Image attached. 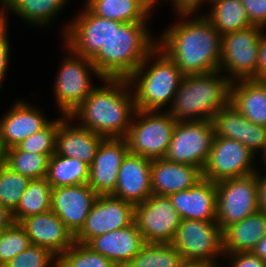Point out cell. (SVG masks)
<instances>
[{
    "instance_id": "cell-49",
    "label": "cell",
    "mask_w": 266,
    "mask_h": 267,
    "mask_svg": "<svg viewBox=\"0 0 266 267\" xmlns=\"http://www.w3.org/2000/svg\"><path fill=\"white\" fill-rule=\"evenodd\" d=\"M220 261L224 262L223 259L219 261H211V262H191V267H223V264L221 265Z\"/></svg>"
},
{
    "instance_id": "cell-43",
    "label": "cell",
    "mask_w": 266,
    "mask_h": 267,
    "mask_svg": "<svg viewBox=\"0 0 266 267\" xmlns=\"http://www.w3.org/2000/svg\"><path fill=\"white\" fill-rule=\"evenodd\" d=\"M8 31V32H7ZM9 29L7 26L0 25V91L3 87V83L5 80V76L9 70L10 63V39H9Z\"/></svg>"
},
{
    "instance_id": "cell-19",
    "label": "cell",
    "mask_w": 266,
    "mask_h": 267,
    "mask_svg": "<svg viewBox=\"0 0 266 267\" xmlns=\"http://www.w3.org/2000/svg\"><path fill=\"white\" fill-rule=\"evenodd\" d=\"M151 163V159L128 152L118 171L116 188L111 195L133 205L144 202L152 195Z\"/></svg>"
},
{
    "instance_id": "cell-13",
    "label": "cell",
    "mask_w": 266,
    "mask_h": 267,
    "mask_svg": "<svg viewBox=\"0 0 266 267\" xmlns=\"http://www.w3.org/2000/svg\"><path fill=\"white\" fill-rule=\"evenodd\" d=\"M80 10L59 33L75 54L92 60L110 37V20L95 15L85 4Z\"/></svg>"
},
{
    "instance_id": "cell-39",
    "label": "cell",
    "mask_w": 266,
    "mask_h": 267,
    "mask_svg": "<svg viewBox=\"0 0 266 267\" xmlns=\"http://www.w3.org/2000/svg\"><path fill=\"white\" fill-rule=\"evenodd\" d=\"M58 256L51 250L37 245H30L16 255L3 267H57Z\"/></svg>"
},
{
    "instance_id": "cell-4",
    "label": "cell",
    "mask_w": 266,
    "mask_h": 267,
    "mask_svg": "<svg viewBox=\"0 0 266 267\" xmlns=\"http://www.w3.org/2000/svg\"><path fill=\"white\" fill-rule=\"evenodd\" d=\"M230 84L221 71L184 75L167 112L176 121H212L229 103Z\"/></svg>"
},
{
    "instance_id": "cell-22",
    "label": "cell",
    "mask_w": 266,
    "mask_h": 267,
    "mask_svg": "<svg viewBox=\"0 0 266 267\" xmlns=\"http://www.w3.org/2000/svg\"><path fill=\"white\" fill-rule=\"evenodd\" d=\"M168 197L181 219L216 221V183L203 178L194 187Z\"/></svg>"
},
{
    "instance_id": "cell-26",
    "label": "cell",
    "mask_w": 266,
    "mask_h": 267,
    "mask_svg": "<svg viewBox=\"0 0 266 267\" xmlns=\"http://www.w3.org/2000/svg\"><path fill=\"white\" fill-rule=\"evenodd\" d=\"M229 103L246 120L266 127V80L241 79L231 82Z\"/></svg>"
},
{
    "instance_id": "cell-46",
    "label": "cell",
    "mask_w": 266,
    "mask_h": 267,
    "mask_svg": "<svg viewBox=\"0 0 266 267\" xmlns=\"http://www.w3.org/2000/svg\"><path fill=\"white\" fill-rule=\"evenodd\" d=\"M256 168L259 211L266 213V175Z\"/></svg>"
},
{
    "instance_id": "cell-47",
    "label": "cell",
    "mask_w": 266,
    "mask_h": 267,
    "mask_svg": "<svg viewBox=\"0 0 266 267\" xmlns=\"http://www.w3.org/2000/svg\"><path fill=\"white\" fill-rule=\"evenodd\" d=\"M14 223L12 212L0 204V232L9 228Z\"/></svg>"
},
{
    "instance_id": "cell-30",
    "label": "cell",
    "mask_w": 266,
    "mask_h": 267,
    "mask_svg": "<svg viewBox=\"0 0 266 267\" xmlns=\"http://www.w3.org/2000/svg\"><path fill=\"white\" fill-rule=\"evenodd\" d=\"M89 167L76 158L54 153L49 158L46 179L52 188L88 184Z\"/></svg>"
},
{
    "instance_id": "cell-31",
    "label": "cell",
    "mask_w": 266,
    "mask_h": 267,
    "mask_svg": "<svg viewBox=\"0 0 266 267\" xmlns=\"http://www.w3.org/2000/svg\"><path fill=\"white\" fill-rule=\"evenodd\" d=\"M52 186L46 177L31 179L27 189L22 194L18 206L12 212L15 223L25 217L42 214L51 210Z\"/></svg>"
},
{
    "instance_id": "cell-9",
    "label": "cell",
    "mask_w": 266,
    "mask_h": 267,
    "mask_svg": "<svg viewBox=\"0 0 266 267\" xmlns=\"http://www.w3.org/2000/svg\"><path fill=\"white\" fill-rule=\"evenodd\" d=\"M172 245L185 262H211L224 258L222 230L216 221L182 219Z\"/></svg>"
},
{
    "instance_id": "cell-33",
    "label": "cell",
    "mask_w": 266,
    "mask_h": 267,
    "mask_svg": "<svg viewBox=\"0 0 266 267\" xmlns=\"http://www.w3.org/2000/svg\"><path fill=\"white\" fill-rule=\"evenodd\" d=\"M49 156L34 152H25L17 147L4 151V163L13 171L30 179L46 177Z\"/></svg>"
},
{
    "instance_id": "cell-29",
    "label": "cell",
    "mask_w": 266,
    "mask_h": 267,
    "mask_svg": "<svg viewBox=\"0 0 266 267\" xmlns=\"http://www.w3.org/2000/svg\"><path fill=\"white\" fill-rule=\"evenodd\" d=\"M206 11H201L221 34L252 26L241 0H214Z\"/></svg>"
},
{
    "instance_id": "cell-37",
    "label": "cell",
    "mask_w": 266,
    "mask_h": 267,
    "mask_svg": "<svg viewBox=\"0 0 266 267\" xmlns=\"http://www.w3.org/2000/svg\"><path fill=\"white\" fill-rule=\"evenodd\" d=\"M60 125V116L50 121L38 132L30 135L16 147L25 152L51 157L55 153V136Z\"/></svg>"
},
{
    "instance_id": "cell-12",
    "label": "cell",
    "mask_w": 266,
    "mask_h": 267,
    "mask_svg": "<svg viewBox=\"0 0 266 267\" xmlns=\"http://www.w3.org/2000/svg\"><path fill=\"white\" fill-rule=\"evenodd\" d=\"M256 157L241 142L215 136L203 178L217 183L256 173Z\"/></svg>"
},
{
    "instance_id": "cell-51",
    "label": "cell",
    "mask_w": 266,
    "mask_h": 267,
    "mask_svg": "<svg viewBox=\"0 0 266 267\" xmlns=\"http://www.w3.org/2000/svg\"><path fill=\"white\" fill-rule=\"evenodd\" d=\"M153 9L157 8L159 5L157 4H160V0H145Z\"/></svg>"
},
{
    "instance_id": "cell-38",
    "label": "cell",
    "mask_w": 266,
    "mask_h": 267,
    "mask_svg": "<svg viewBox=\"0 0 266 267\" xmlns=\"http://www.w3.org/2000/svg\"><path fill=\"white\" fill-rule=\"evenodd\" d=\"M30 245V239L19 223L14 222L9 228L0 232V267Z\"/></svg>"
},
{
    "instance_id": "cell-45",
    "label": "cell",
    "mask_w": 266,
    "mask_h": 267,
    "mask_svg": "<svg viewBox=\"0 0 266 267\" xmlns=\"http://www.w3.org/2000/svg\"><path fill=\"white\" fill-rule=\"evenodd\" d=\"M167 1V4L171 2L173 11L176 10H193V11H202L205 10L202 8V0H160L162 3ZM202 9V10H200Z\"/></svg>"
},
{
    "instance_id": "cell-25",
    "label": "cell",
    "mask_w": 266,
    "mask_h": 267,
    "mask_svg": "<svg viewBox=\"0 0 266 267\" xmlns=\"http://www.w3.org/2000/svg\"><path fill=\"white\" fill-rule=\"evenodd\" d=\"M71 0H3L0 5L2 25L9 27V14L28 26L49 29Z\"/></svg>"
},
{
    "instance_id": "cell-18",
    "label": "cell",
    "mask_w": 266,
    "mask_h": 267,
    "mask_svg": "<svg viewBox=\"0 0 266 267\" xmlns=\"http://www.w3.org/2000/svg\"><path fill=\"white\" fill-rule=\"evenodd\" d=\"M129 152L125 138H105L89 167L88 185L98 195L112 194L116 188L118 171Z\"/></svg>"
},
{
    "instance_id": "cell-32",
    "label": "cell",
    "mask_w": 266,
    "mask_h": 267,
    "mask_svg": "<svg viewBox=\"0 0 266 267\" xmlns=\"http://www.w3.org/2000/svg\"><path fill=\"white\" fill-rule=\"evenodd\" d=\"M185 263L172 243H146L123 267H180Z\"/></svg>"
},
{
    "instance_id": "cell-54",
    "label": "cell",
    "mask_w": 266,
    "mask_h": 267,
    "mask_svg": "<svg viewBox=\"0 0 266 267\" xmlns=\"http://www.w3.org/2000/svg\"><path fill=\"white\" fill-rule=\"evenodd\" d=\"M180 267H191V262H185Z\"/></svg>"
},
{
    "instance_id": "cell-5",
    "label": "cell",
    "mask_w": 266,
    "mask_h": 267,
    "mask_svg": "<svg viewBox=\"0 0 266 267\" xmlns=\"http://www.w3.org/2000/svg\"><path fill=\"white\" fill-rule=\"evenodd\" d=\"M183 76L174 61L156 46L128 78L136 109L167 111Z\"/></svg>"
},
{
    "instance_id": "cell-48",
    "label": "cell",
    "mask_w": 266,
    "mask_h": 267,
    "mask_svg": "<svg viewBox=\"0 0 266 267\" xmlns=\"http://www.w3.org/2000/svg\"><path fill=\"white\" fill-rule=\"evenodd\" d=\"M252 252L266 261V235L259 240Z\"/></svg>"
},
{
    "instance_id": "cell-3",
    "label": "cell",
    "mask_w": 266,
    "mask_h": 267,
    "mask_svg": "<svg viewBox=\"0 0 266 267\" xmlns=\"http://www.w3.org/2000/svg\"><path fill=\"white\" fill-rule=\"evenodd\" d=\"M149 23L110 20V37L92 59L102 78L128 79L136 71L157 46V36Z\"/></svg>"
},
{
    "instance_id": "cell-23",
    "label": "cell",
    "mask_w": 266,
    "mask_h": 267,
    "mask_svg": "<svg viewBox=\"0 0 266 267\" xmlns=\"http://www.w3.org/2000/svg\"><path fill=\"white\" fill-rule=\"evenodd\" d=\"M146 244L136 223L92 238L86 245L123 267Z\"/></svg>"
},
{
    "instance_id": "cell-35",
    "label": "cell",
    "mask_w": 266,
    "mask_h": 267,
    "mask_svg": "<svg viewBox=\"0 0 266 267\" xmlns=\"http://www.w3.org/2000/svg\"><path fill=\"white\" fill-rule=\"evenodd\" d=\"M57 267H117L110 259L93 251L86 244L75 242L58 256Z\"/></svg>"
},
{
    "instance_id": "cell-2",
    "label": "cell",
    "mask_w": 266,
    "mask_h": 267,
    "mask_svg": "<svg viewBox=\"0 0 266 267\" xmlns=\"http://www.w3.org/2000/svg\"><path fill=\"white\" fill-rule=\"evenodd\" d=\"M70 115L74 121L104 138H125L136 112L128 79L103 78Z\"/></svg>"
},
{
    "instance_id": "cell-53",
    "label": "cell",
    "mask_w": 266,
    "mask_h": 267,
    "mask_svg": "<svg viewBox=\"0 0 266 267\" xmlns=\"http://www.w3.org/2000/svg\"><path fill=\"white\" fill-rule=\"evenodd\" d=\"M214 0H202V7L205 6V4H210Z\"/></svg>"
},
{
    "instance_id": "cell-16",
    "label": "cell",
    "mask_w": 266,
    "mask_h": 267,
    "mask_svg": "<svg viewBox=\"0 0 266 267\" xmlns=\"http://www.w3.org/2000/svg\"><path fill=\"white\" fill-rule=\"evenodd\" d=\"M98 194L88 185L52 188L51 211L75 237L83 228Z\"/></svg>"
},
{
    "instance_id": "cell-36",
    "label": "cell",
    "mask_w": 266,
    "mask_h": 267,
    "mask_svg": "<svg viewBox=\"0 0 266 267\" xmlns=\"http://www.w3.org/2000/svg\"><path fill=\"white\" fill-rule=\"evenodd\" d=\"M212 122L216 137L242 141L246 119L230 103L214 115Z\"/></svg>"
},
{
    "instance_id": "cell-14",
    "label": "cell",
    "mask_w": 266,
    "mask_h": 267,
    "mask_svg": "<svg viewBox=\"0 0 266 267\" xmlns=\"http://www.w3.org/2000/svg\"><path fill=\"white\" fill-rule=\"evenodd\" d=\"M134 218L146 243H172L182 220L168 196L155 194L135 205Z\"/></svg>"
},
{
    "instance_id": "cell-11",
    "label": "cell",
    "mask_w": 266,
    "mask_h": 267,
    "mask_svg": "<svg viewBox=\"0 0 266 267\" xmlns=\"http://www.w3.org/2000/svg\"><path fill=\"white\" fill-rule=\"evenodd\" d=\"M215 137L211 120L177 121L165 155L168 161L204 169Z\"/></svg>"
},
{
    "instance_id": "cell-10",
    "label": "cell",
    "mask_w": 266,
    "mask_h": 267,
    "mask_svg": "<svg viewBox=\"0 0 266 267\" xmlns=\"http://www.w3.org/2000/svg\"><path fill=\"white\" fill-rule=\"evenodd\" d=\"M216 186V222L222 231L259 211L256 173L222 180Z\"/></svg>"
},
{
    "instance_id": "cell-8",
    "label": "cell",
    "mask_w": 266,
    "mask_h": 267,
    "mask_svg": "<svg viewBox=\"0 0 266 267\" xmlns=\"http://www.w3.org/2000/svg\"><path fill=\"white\" fill-rule=\"evenodd\" d=\"M263 28L250 26L222 35L221 71L231 82L241 79L257 80L259 41Z\"/></svg>"
},
{
    "instance_id": "cell-20",
    "label": "cell",
    "mask_w": 266,
    "mask_h": 267,
    "mask_svg": "<svg viewBox=\"0 0 266 267\" xmlns=\"http://www.w3.org/2000/svg\"><path fill=\"white\" fill-rule=\"evenodd\" d=\"M104 139L103 136L80 126L70 116L61 114L55 136V154L76 158L90 166Z\"/></svg>"
},
{
    "instance_id": "cell-1",
    "label": "cell",
    "mask_w": 266,
    "mask_h": 267,
    "mask_svg": "<svg viewBox=\"0 0 266 267\" xmlns=\"http://www.w3.org/2000/svg\"><path fill=\"white\" fill-rule=\"evenodd\" d=\"M172 12L178 19L158 34L157 46L184 75L219 71L222 35L200 11Z\"/></svg>"
},
{
    "instance_id": "cell-15",
    "label": "cell",
    "mask_w": 266,
    "mask_h": 267,
    "mask_svg": "<svg viewBox=\"0 0 266 267\" xmlns=\"http://www.w3.org/2000/svg\"><path fill=\"white\" fill-rule=\"evenodd\" d=\"M135 205L111 194L98 195L75 242L87 244L106 232L128 227L135 220Z\"/></svg>"
},
{
    "instance_id": "cell-7",
    "label": "cell",
    "mask_w": 266,
    "mask_h": 267,
    "mask_svg": "<svg viewBox=\"0 0 266 267\" xmlns=\"http://www.w3.org/2000/svg\"><path fill=\"white\" fill-rule=\"evenodd\" d=\"M176 123L166 110L137 109L125 137L129 152L151 160L164 158Z\"/></svg>"
},
{
    "instance_id": "cell-44",
    "label": "cell",
    "mask_w": 266,
    "mask_h": 267,
    "mask_svg": "<svg viewBox=\"0 0 266 267\" xmlns=\"http://www.w3.org/2000/svg\"><path fill=\"white\" fill-rule=\"evenodd\" d=\"M264 31L259 41L257 80H266V32Z\"/></svg>"
},
{
    "instance_id": "cell-27",
    "label": "cell",
    "mask_w": 266,
    "mask_h": 267,
    "mask_svg": "<svg viewBox=\"0 0 266 267\" xmlns=\"http://www.w3.org/2000/svg\"><path fill=\"white\" fill-rule=\"evenodd\" d=\"M264 235L266 213L258 211L222 231L223 252L227 254L252 251Z\"/></svg>"
},
{
    "instance_id": "cell-28",
    "label": "cell",
    "mask_w": 266,
    "mask_h": 267,
    "mask_svg": "<svg viewBox=\"0 0 266 267\" xmlns=\"http://www.w3.org/2000/svg\"><path fill=\"white\" fill-rule=\"evenodd\" d=\"M97 16L121 23L150 22L156 11L145 0H87Z\"/></svg>"
},
{
    "instance_id": "cell-24",
    "label": "cell",
    "mask_w": 266,
    "mask_h": 267,
    "mask_svg": "<svg viewBox=\"0 0 266 267\" xmlns=\"http://www.w3.org/2000/svg\"><path fill=\"white\" fill-rule=\"evenodd\" d=\"M203 179V170L196 166L153 159L151 163L152 194L169 196L194 187Z\"/></svg>"
},
{
    "instance_id": "cell-55",
    "label": "cell",
    "mask_w": 266,
    "mask_h": 267,
    "mask_svg": "<svg viewBox=\"0 0 266 267\" xmlns=\"http://www.w3.org/2000/svg\"><path fill=\"white\" fill-rule=\"evenodd\" d=\"M2 24V20H1V13H0V25Z\"/></svg>"
},
{
    "instance_id": "cell-40",
    "label": "cell",
    "mask_w": 266,
    "mask_h": 267,
    "mask_svg": "<svg viewBox=\"0 0 266 267\" xmlns=\"http://www.w3.org/2000/svg\"><path fill=\"white\" fill-rule=\"evenodd\" d=\"M241 143L257 156L266 147V127L246 120Z\"/></svg>"
},
{
    "instance_id": "cell-50",
    "label": "cell",
    "mask_w": 266,
    "mask_h": 267,
    "mask_svg": "<svg viewBox=\"0 0 266 267\" xmlns=\"http://www.w3.org/2000/svg\"><path fill=\"white\" fill-rule=\"evenodd\" d=\"M259 153H260L261 157L258 159H261V162L263 161L262 164H264V168H262V169H265V172L263 175H266V168H265L266 167V147Z\"/></svg>"
},
{
    "instance_id": "cell-34",
    "label": "cell",
    "mask_w": 266,
    "mask_h": 267,
    "mask_svg": "<svg viewBox=\"0 0 266 267\" xmlns=\"http://www.w3.org/2000/svg\"><path fill=\"white\" fill-rule=\"evenodd\" d=\"M30 180L29 177L13 171L3 163L0 166V204L13 212Z\"/></svg>"
},
{
    "instance_id": "cell-52",
    "label": "cell",
    "mask_w": 266,
    "mask_h": 267,
    "mask_svg": "<svg viewBox=\"0 0 266 267\" xmlns=\"http://www.w3.org/2000/svg\"><path fill=\"white\" fill-rule=\"evenodd\" d=\"M4 163V151L0 145V166Z\"/></svg>"
},
{
    "instance_id": "cell-41",
    "label": "cell",
    "mask_w": 266,
    "mask_h": 267,
    "mask_svg": "<svg viewBox=\"0 0 266 267\" xmlns=\"http://www.w3.org/2000/svg\"><path fill=\"white\" fill-rule=\"evenodd\" d=\"M227 266L224 267H266V261L252 251L224 254Z\"/></svg>"
},
{
    "instance_id": "cell-21",
    "label": "cell",
    "mask_w": 266,
    "mask_h": 267,
    "mask_svg": "<svg viewBox=\"0 0 266 267\" xmlns=\"http://www.w3.org/2000/svg\"><path fill=\"white\" fill-rule=\"evenodd\" d=\"M19 224L24 228L32 245L47 248L57 256L75 243L73 234L51 210L25 217Z\"/></svg>"
},
{
    "instance_id": "cell-6",
    "label": "cell",
    "mask_w": 266,
    "mask_h": 267,
    "mask_svg": "<svg viewBox=\"0 0 266 267\" xmlns=\"http://www.w3.org/2000/svg\"><path fill=\"white\" fill-rule=\"evenodd\" d=\"M66 56L61 57L56 78L53 83L54 101L60 114L70 116L97 86L93 78L103 80L91 59L75 54L63 42ZM94 76V77H93Z\"/></svg>"
},
{
    "instance_id": "cell-42",
    "label": "cell",
    "mask_w": 266,
    "mask_h": 267,
    "mask_svg": "<svg viewBox=\"0 0 266 267\" xmlns=\"http://www.w3.org/2000/svg\"><path fill=\"white\" fill-rule=\"evenodd\" d=\"M249 22L266 30V0H241Z\"/></svg>"
},
{
    "instance_id": "cell-17",
    "label": "cell",
    "mask_w": 266,
    "mask_h": 267,
    "mask_svg": "<svg viewBox=\"0 0 266 267\" xmlns=\"http://www.w3.org/2000/svg\"><path fill=\"white\" fill-rule=\"evenodd\" d=\"M16 100L0 116V145L3 151L16 147L50 121L44 115V111L35 104L32 105L23 99Z\"/></svg>"
}]
</instances>
